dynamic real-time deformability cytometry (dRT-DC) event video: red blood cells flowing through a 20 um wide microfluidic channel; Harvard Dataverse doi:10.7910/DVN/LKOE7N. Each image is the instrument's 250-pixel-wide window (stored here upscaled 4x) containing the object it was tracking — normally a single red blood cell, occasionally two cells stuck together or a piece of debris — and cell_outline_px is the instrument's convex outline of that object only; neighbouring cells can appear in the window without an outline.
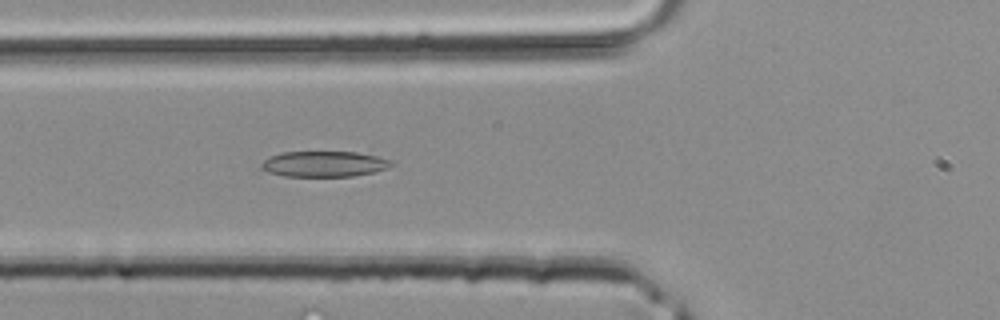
{"species": "common noctule bat (a hibernating species)", "species_latin": "Nyctalus noctula", "temperature_condition": "room temperature", "stored_images_in_passage": 36, "segment_of_instrument_passage": [1, 2], "camera_frame_rate_fps": 3000, "um_per_image_px": 0.085, "animal": {"sex": "male", "body_mass_g": 20.4}, "frame": {"image": 1, "passage_image": 9, "time_ms": 2.667, "image_size_px": [1000, 320], "cell_outline_px": [[396, 164], [388, 168], [372, 172], [352, 176], [284, 176], [268, 172], [260, 168], [260, 164], [264, 160], [280, 152], [356, 152], [376, 156], [392, 160]], "centroid_in_image_um": [27.56, 13.93], "position_along_channel_um": 98.2, "area_um2": 19.42}}
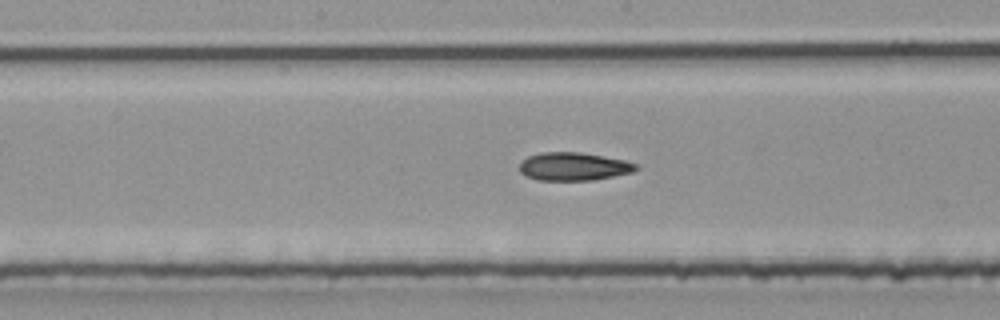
{"frame": {"image": 2, "passage_image": 15, "time_ms": 4.667, "image_size_px": [1000, 320], "cell_outline_px": [[640, 168], [632, 172], [592, 180], [540, 180], [528, 176], [520, 172], [520, 164], [528, 156], [540, 152], [580, 152], [624, 160], [636, 164]], "centroid_in_image_um": [48.76, 14.14], "position_along_channel_um": 199.4, "area_um2": 18.84}}
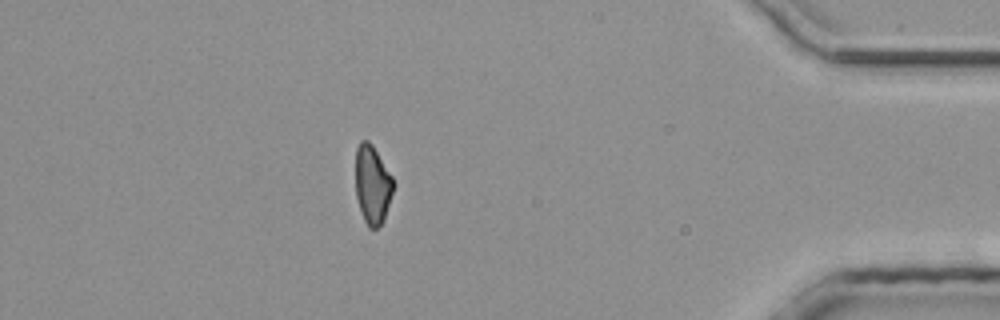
{"frame": {"image": 3, "passage_image": 30, "time_ms": 9.667, "image_size_px": [1000, 320], "cell_outline_px": [[396, 184], [384, 220], [380, 228], [368, 228], [364, 220], [356, 196], [356, 148], [360, 140], [368, 140], [372, 144], [392, 176]], "centroid_in_image_um": [31.68, 15.71], "position_along_channel_um": 403.5, "area_um2": 17.57}}